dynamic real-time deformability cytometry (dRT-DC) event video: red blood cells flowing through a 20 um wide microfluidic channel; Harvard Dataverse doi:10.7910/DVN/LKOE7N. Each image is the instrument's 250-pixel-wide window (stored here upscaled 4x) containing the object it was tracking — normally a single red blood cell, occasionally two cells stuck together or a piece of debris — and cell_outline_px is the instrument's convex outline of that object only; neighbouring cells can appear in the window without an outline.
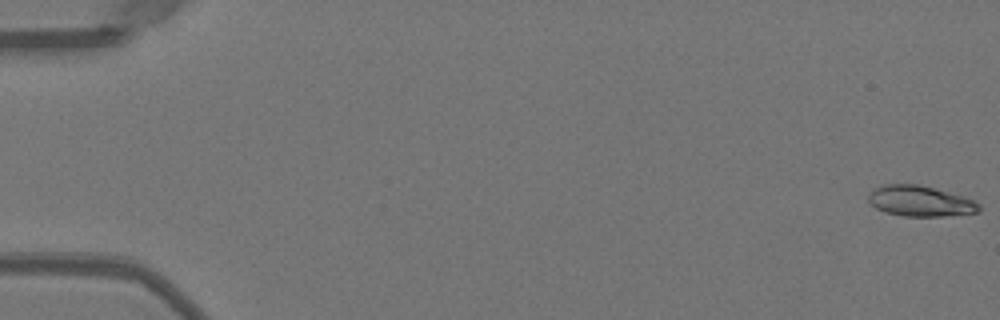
{"species": "Egyptian fruit bat (a non-hibernating species)", "species_latin": "Rousettus aegyptiacus", "temperature_condition": "warm", "stored_images_in_passage": 33, "camera_frame_rate_fps": 3000, "um_per_image_px": 0.085, "animal": {"sex": "female"}, "frame": {"image": 1, "passage_image": 1, "time_ms": 0.0, "image_size_px": [1000, 320], "cell_outline_px": [[980, 212], [944, 216], [904, 216], [884, 212], [876, 208], [868, 200], [868, 196], [872, 188], [884, 184], [916, 184], [964, 196], [980, 204]], "centroid_in_image_um": [78.19, 17.09], "position_along_channel_um": 6.8, "area_um2": 19.71}}
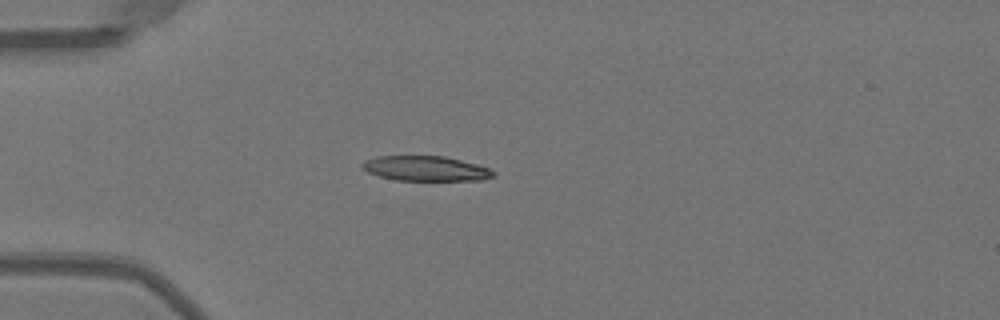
{"frame": {"image": 2, "passage_image": 15, "time_ms": 4.667, "image_size_px": [1000, 320], "cell_outline_px": [[496, 176], [480, 180], [396, 180], [380, 176], [368, 172], [360, 168], [360, 164], [364, 160], [376, 156], [444, 156], [480, 164], [496, 172]], "centroid_in_image_um": [36.19, 14.31], "position_along_channel_um": 48.8, "area_um2": 19.25}}
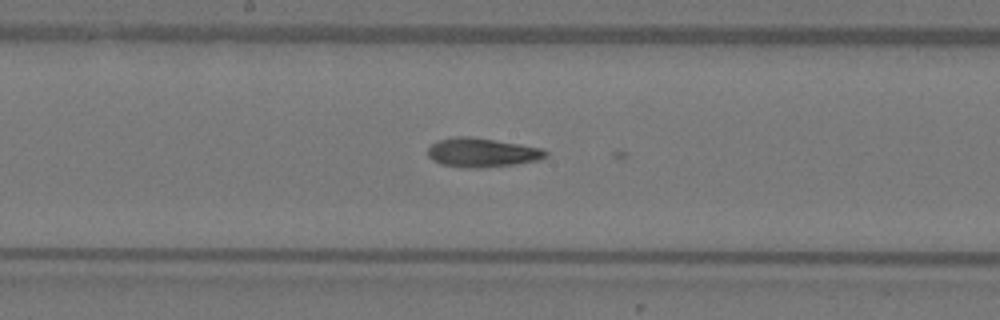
{"frame": {"image": 3, "passage_image": 28, "time_ms": 9.0, "image_size_px": [1000, 320], "cell_outline_px": [[548, 156], [540, 160], [516, 164], [480, 168], [464, 168], [440, 164], [432, 160], [428, 156], [428, 148], [436, 140], [456, 136], [468, 136], [520, 144], [544, 148], [548, 152]], "centroid_in_image_um": [40.98, 12.97], "position_along_channel_um": 207.2, "area_um2": 20.23}}